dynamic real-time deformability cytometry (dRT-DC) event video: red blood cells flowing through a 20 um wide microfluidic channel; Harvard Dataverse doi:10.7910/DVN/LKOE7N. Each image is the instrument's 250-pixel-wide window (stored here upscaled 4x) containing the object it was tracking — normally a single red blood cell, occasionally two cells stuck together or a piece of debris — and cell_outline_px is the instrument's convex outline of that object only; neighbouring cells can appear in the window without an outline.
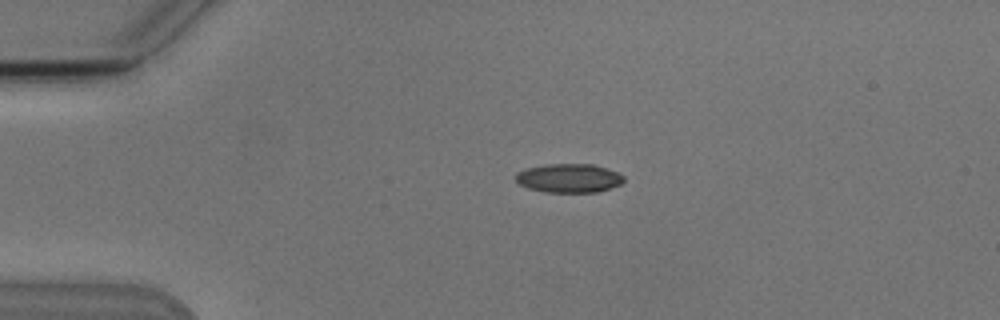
{"species": "Egyptian fruit bat (a non-hibernating species)", "species_latin": "Rousettus aegyptiacus", "temperature_condition": "cold", "stored_images_in_passage": 2, "camera_frame_rate_fps": 3000, "um_per_image_px": 0.085, "animal": {"sex": "male"}, "frame": {"image": 1, "passage_image": 1, "time_ms": 0.0, "image_size_px": [1000, 320], "cell_outline_px": [[624, 180], [620, 184], [596, 192], [544, 192], [528, 188], [520, 184], [516, 180], [516, 172], [524, 168], [544, 164], [592, 164], [616, 172], [624, 176]], "centroid_in_image_um": [48.3, 15.13], "position_along_channel_um": 36.7, "area_um2": 18.09}}